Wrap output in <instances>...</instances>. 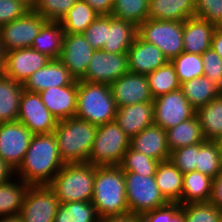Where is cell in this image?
Wrapping results in <instances>:
<instances>
[{
    "label": "cell",
    "mask_w": 222,
    "mask_h": 222,
    "mask_svg": "<svg viewBox=\"0 0 222 222\" xmlns=\"http://www.w3.org/2000/svg\"><path fill=\"white\" fill-rule=\"evenodd\" d=\"M63 165L54 132L32 135L15 177L19 175L20 179L30 186L49 185Z\"/></svg>",
    "instance_id": "obj_1"
},
{
    "label": "cell",
    "mask_w": 222,
    "mask_h": 222,
    "mask_svg": "<svg viewBox=\"0 0 222 222\" xmlns=\"http://www.w3.org/2000/svg\"><path fill=\"white\" fill-rule=\"evenodd\" d=\"M92 204L101 218L129 212L120 166H96Z\"/></svg>",
    "instance_id": "obj_2"
},
{
    "label": "cell",
    "mask_w": 222,
    "mask_h": 222,
    "mask_svg": "<svg viewBox=\"0 0 222 222\" xmlns=\"http://www.w3.org/2000/svg\"><path fill=\"white\" fill-rule=\"evenodd\" d=\"M96 131V125L77 117L58 121L54 135L64 164L89 161Z\"/></svg>",
    "instance_id": "obj_3"
},
{
    "label": "cell",
    "mask_w": 222,
    "mask_h": 222,
    "mask_svg": "<svg viewBox=\"0 0 222 222\" xmlns=\"http://www.w3.org/2000/svg\"><path fill=\"white\" fill-rule=\"evenodd\" d=\"M96 166L86 163L64 164L48 185L60 204L68 202H91Z\"/></svg>",
    "instance_id": "obj_4"
},
{
    "label": "cell",
    "mask_w": 222,
    "mask_h": 222,
    "mask_svg": "<svg viewBox=\"0 0 222 222\" xmlns=\"http://www.w3.org/2000/svg\"><path fill=\"white\" fill-rule=\"evenodd\" d=\"M116 112L110 85L78 80L75 117L100 126L114 121Z\"/></svg>",
    "instance_id": "obj_5"
},
{
    "label": "cell",
    "mask_w": 222,
    "mask_h": 222,
    "mask_svg": "<svg viewBox=\"0 0 222 222\" xmlns=\"http://www.w3.org/2000/svg\"><path fill=\"white\" fill-rule=\"evenodd\" d=\"M130 147V137L114 121L97 126L89 163L94 166H119Z\"/></svg>",
    "instance_id": "obj_6"
},
{
    "label": "cell",
    "mask_w": 222,
    "mask_h": 222,
    "mask_svg": "<svg viewBox=\"0 0 222 222\" xmlns=\"http://www.w3.org/2000/svg\"><path fill=\"white\" fill-rule=\"evenodd\" d=\"M137 34L156 45L171 61L183 52V22L148 18L138 26Z\"/></svg>",
    "instance_id": "obj_7"
},
{
    "label": "cell",
    "mask_w": 222,
    "mask_h": 222,
    "mask_svg": "<svg viewBox=\"0 0 222 222\" xmlns=\"http://www.w3.org/2000/svg\"><path fill=\"white\" fill-rule=\"evenodd\" d=\"M123 173L129 212L142 216L169 203L157 187L155 177H144L135 172Z\"/></svg>",
    "instance_id": "obj_8"
},
{
    "label": "cell",
    "mask_w": 222,
    "mask_h": 222,
    "mask_svg": "<svg viewBox=\"0 0 222 222\" xmlns=\"http://www.w3.org/2000/svg\"><path fill=\"white\" fill-rule=\"evenodd\" d=\"M45 18L32 8L22 17L0 26V41L4 52L31 47L39 34Z\"/></svg>",
    "instance_id": "obj_9"
},
{
    "label": "cell",
    "mask_w": 222,
    "mask_h": 222,
    "mask_svg": "<svg viewBox=\"0 0 222 222\" xmlns=\"http://www.w3.org/2000/svg\"><path fill=\"white\" fill-rule=\"evenodd\" d=\"M153 104L154 124L164 130L173 128L196 114L181 89L154 98Z\"/></svg>",
    "instance_id": "obj_10"
},
{
    "label": "cell",
    "mask_w": 222,
    "mask_h": 222,
    "mask_svg": "<svg viewBox=\"0 0 222 222\" xmlns=\"http://www.w3.org/2000/svg\"><path fill=\"white\" fill-rule=\"evenodd\" d=\"M59 206L55 192L48 185L30 186L20 216L23 222H54Z\"/></svg>",
    "instance_id": "obj_11"
},
{
    "label": "cell",
    "mask_w": 222,
    "mask_h": 222,
    "mask_svg": "<svg viewBox=\"0 0 222 222\" xmlns=\"http://www.w3.org/2000/svg\"><path fill=\"white\" fill-rule=\"evenodd\" d=\"M18 121L33 135L53 133L58 124L42 102L39 93L23 90L19 104Z\"/></svg>",
    "instance_id": "obj_12"
},
{
    "label": "cell",
    "mask_w": 222,
    "mask_h": 222,
    "mask_svg": "<svg viewBox=\"0 0 222 222\" xmlns=\"http://www.w3.org/2000/svg\"><path fill=\"white\" fill-rule=\"evenodd\" d=\"M128 72L127 53H108L103 50H95L86 74L80 80L111 85Z\"/></svg>",
    "instance_id": "obj_13"
},
{
    "label": "cell",
    "mask_w": 222,
    "mask_h": 222,
    "mask_svg": "<svg viewBox=\"0 0 222 222\" xmlns=\"http://www.w3.org/2000/svg\"><path fill=\"white\" fill-rule=\"evenodd\" d=\"M32 135L19 121L0 123V158L17 170L23 162Z\"/></svg>",
    "instance_id": "obj_14"
},
{
    "label": "cell",
    "mask_w": 222,
    "mask_h": 222,
    "mask_svg": "<svg viewBox=\"0 0 222 222\" xmlns=\"http://www.w3.org/2000/svg\"><path fill=\"white\" fill-rule=\"evenodd\" d=\"M51 58L31 47L5 52L3 74L20 84L37 70L43 68Z\"/></svg>",
    "instance_id": "obj_15"
},
{
    "label": "cell",
    "mask_w": 222,
    "mask_h": 222,
    "mask_svg": "<svg viewBox=\"0 0 222 222\" xmlns=\"http://www.w3.org/2000/svg\"><path fill=\"white\" fill-rule=\"evenodd\" d=\"M94 51L83 34L65 33L59 60L76 80H80L86 74Z\"/></svg>",
    "instance_id": "obj_16"
},
{
    "label": "cell",
    "mask_w": 222,
    "mask_h": 222,
    "mask_svg": "<svg viewBox=\"0 0 222 222\" xmlns=\"http://www.w3.org/2000/svg\"><path fill=\"white\" fill-rule=\"evenodd\" d=\"M110 87L116 107L153 102L154 100L147 76L144 74L129 71L114 81Z\"/></svg>",
    "instance_id": "obj_17"
},
{
    "label": "cell",
    "mask_w": 222,
    "mask_h": 222,
    "mask_svg": "<svg viewBox=\"0 0 222 222\" xmlns=\"http://www.w3.org/2000/svg\"><path fill=\"white\" fill-rule=\"evenodd\" d=\"M127 55L129 71L132 73L147 75L169 62L156 45L144 41L138 34Z\"/></svg>",
    "instance_id": "obj_18"
},
{
    "label": "cell",
    "mask_w": 222,
    "mask_h": 222,
    "mask_svg": "<svg viewBox=\"0 0 222 222\" xmlns=\"http://www.w3.org/2000/svg\"><path fill=\"white\" fill-rule=\"evenodd\" d=\"M39 94L46 108L58 121L75 117L78 80L64 87H49Z\"/></svg>",
    "instance_id": "obj_19"
},
{
    "label": "cell",
    "mask_w": 222,
    "mask_h": 222,
    "mask_svg": "<svg viewBox=\"0 0 222 222\" xmlns=\"http://www.w3.org/2000/svg\"><path fill=\"white\" fill-rule=\"evenodd\" d=\"M76 79L59 59H51L43 68L33 73L23 84L26 91L40 93L51 87L71 85Z\"/></svg>",
    "instance_id": "obj_20"
},
{
    "label": "cell",
    "mask_w": 222,
    "mask_h": 222,
    "mask_svg": "<svg viewBox=\"0 0 222 222\" xmlns=\"http://www.w3.org/2000/svg\"><path fill=\"white\" fill-rule=\"evenodd\" d=\"M115 122L131 138L154 124V104L143 102L117 107Z\"/></svg>",
    "instance_id": "obj_21"
},
{
    "label": "cell",
    "mask_w": 222,
    "mask_h": 222,
    "mask_svg": "<svg viewBox=\"0 0 222 222\" xmlns=\"http://www.w3.org/2000/svg\"><path fill=\"white\" fill-rule=\"evenodd\" d=\"M130 148L159 162L170 158L166 130L155 124L132 136L130 138Z\"/></svg>",
    "instance_id": "obj_22"
},
{
    "label": "cell",
    "mask_w": 222,
    "mask_h": 222,
    "mask_svg": "<svg viewBox=\"0 0 222 222\" xmlns=\"http://www.w3.org/2000/svg\"><path fill=\"white\" fill-rule=\"evenodd\" d=\"M217 26L198 17L183 22V51L202 55L211 48L212 36Z\"/></svg>",
    "instance_id": "obj_23"
},
{
    "label": "cell",
    "mask_w": 222,
    "mask_h": 222,
    "mask_svg": "<svg viewBox=\"0 0 222 222\" xmlns=\"http://www.w3.org/2000/svg\"><path fill=\"white\" fill-rule=\"evenodd\" d=\"M137 32L138 27L134 23L109 15V28L102 50L108 53H127Z\"/></svg>",
    "instance_id": "obj_24"
},
{
    "label": "cell",
    "mask_w": 222,
    "mask_h": 222,
    "mask_svg": "<svg viewBox=\"0 0 222 222\" xmlns=\"http://www.w3.org/2000/svg\"><path fill=\"white\" fill-rule=\"evenodd\" d=\"M195 17V0H149L148 18L182 21Z\"/></svg>",
    "instance_id": "obj_25"
},
{
    "label": "cell",
    "mask_w": 222,
    "mask_h": 222,
    "mask_svg": "<svg viewBox=\"0 0 222 222\" xmlns=\"http://www.w3.org/2000/svg\"><path fill=\"white\" fill-rule=\"evenodd\" d=\"M155 181L160 192L169 203L181 205L183 173L169 159L159 162Z\"/></svg>",
    "instance_id": "obj_26"
},
{
    "label": "cell",
    "mask_w": 222,
    "mask_h": 222,
    "mask_svg": "<svg viewBox=\"0 0 222 222\" xmlns=\"http://www.w3.org/2000/svg\"><path fill=\"white\" fill-rule=\"evenodd\" d=\"M23 84L0 74V123L18 121Z\"/></svg>",
    "instance_id": "obj_27"
},
{
    "label": "cell",
    "mask_w": 222,
    "mask_h": 222,
    "mask_svg": "<svg viewBox=\"0 0 222 222\" xmlns=\"http://www.w3.org/2000/svg\"><path fill=\"white\" fill-rule=\"evenodd\" d=\"M196 116L206 141L222 139V93L205 106L198 108Z\"/></svg>",
    "instance_id": "obj_28"
},
{
    "label": "cell",
    "mask_w": 222,
    "mask_h": 222,
    "mask_svg": "<svg viewBox=\"0 0 222 222\" xmlns=\"http://www.w3.org/2000/svg\"><path fill=\"white\" fill-rule=\"evenodd\" d=\"M64 30L60 22L47 21L34 38L31 48L51 59H59L62 51Z\"/></svg>",
    "instance_id": "obj_29"
},
{
    "label": "cell",
    "mask_w": 222,
    "mask_h": 222,
    "mask_svg": "<svg viewBox=\"0 0 222 222\" xmlns=\"http://www.w3.org/2000/svg\"><path fill=\"white\" fill-rule=\"evenodd\" d=\"M166 135L170 152L184 146H191L205 141L196 114L177 126L167 129Z\"/></svg>",
    "instance_id": "obj_30"
},
{
    "label": "cell",
    "mask_w": 222,
    "mask_h": 222,
    "mask_svg": "<svg viewBox=\"0 0 222 222\" xmlns=\"http://www.w3.org/2000/svg\"><path fill=\"white\" fill-rule=\"evenodd\" d=\"M181 90L195 110L205 106L222 93V89L206 76H200L182 83Z\"/></svg>",
    "instance_id": "obj_31"
},
{
    "label": "cell",
    "mask_w": 222,
    "mask_h": 222,
    "mask_svg": "<svg viewBox=\"0 0 222 222\" xmlns=\"http://www.w3.org/2000/svg\"><path fill=\"white\" fill-rule=\"evenodd\" d=\"M212 181L213 178L199 171L183 174L181 205L209 202L212 194Z\"/></svg>",
    "instance_id": "obj_32"
},
{
    "label": "cell",
    "mask_w": 222,
    "mask_h": 222,
    "mask_svg": "<svg viewBox=\"0 0 222 222\" xmlns=\"http://www.w3.org/2000/svg\"><path fill=\"white\" fill-rule=\"evenodd\" d=\"M0 184V217L20 214L25 194L30 187L20 178Z\"/></svg>",
    "instance_id": "obj_33"
},
{
    "label": "cell",
    "mask_w": 222,
    "mask_h": 222,
    "mask_svg": "<svg viewBox=\"0 0 222 222\" xmlns=\"http://www.w3.org/2000/svg\"><path fill=\"white\" fill-rule=\"evenodd\" d=\"M99 16L85 1L77 0L75 5L60 21L64 33L82 34Z\"/></svg>",
    "instance_id": "obj_34"
},
{
    "label": "cell",
    "mask_w": 222,
    "mask_h": 222,
    "mask_svg": "<svg viewBox=\"0 0 222 222\" xmlns=\"http://www.w3.org/2000/svg\"><path fill=\"white\" fill-rule=\"evenodd\" d=\"M146 76L153 98L181 89L178 76L170 61Z\"/></svg>",
    "instance_id": "obj_35"
},
{
    "label": "cell",
    "mask_w": 222,
    "mask_h": 222,
    "mask_svg": "<svg viewBox=\"0 0 222 222\" xmlns=\"http://www.w3.org/2000/svg\"><path fill=\"white\" fill-rule=\"evenodd\" d=\"M222 170V153L219 141L199 143L196 171L215 178Z\"/></svg>",
    "instance_id": "obj_36"
},
{
    "label": "cell",
    "mask_w": 222,
    "mask_h": 222,
    "mask_svg": "<svg viewBox=\"0 0 222 222\" xmlns=\"http://www.w3.org/2000/svg\"><path fill=\"white\" fill-rule=\"evenodd\" d=\"M54 222H100L92 202L60 204Z\"/></svg>",
    "instance_id": "obj_37"
},
{
    "label": "cell",
    "mask_w": 222,
    "mask_h": 222,
    "mask_svg": "<svg viewBox=\"0 0 222 222\" xmlns=\"http://www.w3.org/2000/svg\"><path fill=\"white\" fill-rule=\"evenodd\" d=\"M149 0H114L111 15L134 23L137 27L148 19Z\"/></svg>",
    "instance_id": "obj_38"
},
{
    "label": "cell",
    "mask_w": 222,
    "mask_h": 222,
    "mask_svg": "<svg viewBox=\"0 0 222 222\" xmlns=\"http://www.w3.org/2000/svg\"><path fill=\"white\" fill-rule=\"evenodd\" d=\"M158 164L159 161L129 147L119 166L123 172H135L144 177H155Z\"/></svg>",
    "instance_id": "obj_39"
},
{
    "label": "cell",
    "mask_w": 222,
    "mask_h": 222,
    "mask_svg": "<svg viewBox=\"0 0 222 222\" xmlns=\"http://www.w3.org/2000/svg\"><path fill=\"white\" fill-rule=\"evenodd\" d=\"M170 62L174 66L180 84L203 76V61L199 54L183 51Z\"/></svg>",
    "instance_id": "obj_40"
},
{
    "label": "cell",
    "mask_w": 222,
    "mask_h": 222,
    "mask_svg": "<svg viewBox=\"0 0 222 222\" xmlns=\"http://www.w3.org/2000/svg\"><path fill=\"white\" fill-rule=\"evenodd\" d=\"M184 222H220L222 209L210 202L180 205Z\"/></svg>",
    "instance_id": "obj_41"
},
{
    "label": "cell",
    "mask_w": 222,
    "mask_h": 222,
    "mask_svg": "<svg viewBox=\"0 0 222 222\" xmlns=\"http://www.w3.org/2000/svg\"><path fill=\"white\" fill-rule=\"evenodd\" d=\"M77 0H35L32 9L47 21L60 22Z\"/></svg>",
    "instance_id": "obj_42"
},
{
    "label": "cell",
    "mask_w": 222,
    "mask_h": 222,
    "mask_svg": "<svg viewBox=\"0 0 222 222\" xmlns=\"http://www.w3.org/2000/svg\"><path fill=\"white\" fill-rule=\"evenodd\" d=\"M199 143L170 152L169 160L183 173L196 171Z\"/></svg>",
    "instance_id": "obj_43"
},
{
    "label": "cell",
    "mask_w": 222,
    "mask_h": 222,
    "mask_svg": "<svg viewBox=\"0 0 222 222\" xmlns=\"http://www.w3.org/2000/svg\"><path fill=\"white\" fill-rule=\"evenodd\" d=\"M109 28V15H99L82 33L94 50H102Z\"/></svg>",
    "instance_id": "obj_44"
},
{
    "label": "cell",
    "mask_w": 222,
    "mask_h": 222,
    "mask_svg": "<svg viewBox=\"0 0 222 222\" xmlns=\"http://www.w3.org/2000/svg\"><path fill=\"white\" fill-rule=\"evenodd\" d=\"M195 17L219 27L222 23V0H195Z\"/></svg>",
    "instance_id": "obj_45"
},
{
    "label": "cell",
    "mask_w": 222,
    "mask_h": 222,
    "mask_svg": "<svg viewBox=\"0 0 222 222\" xmlns=\"http://www.w3.org/2000/svg\"><path fill=\"white\" fill-rule=\"evenodd\" d=\"M203 76L208 77L222 89V59L212 49L206 50L202 55Z\"/></svg>",
    "instance_id": "obj_46"
},
{
    "label": "cell",
    "mask_w": 222,
    "mask_h": 222,
    "mask_svg": "<svg viewBox=\"0 0 222 222\" xmlns=\"http://www.w3.org/2000/svg\"><path fill=\"white\" fill-rule=\"evenodd\" d=\"M30 9L22 0H0V26L22 17Z\"/></svg>",
    "instance_id": "obj_47"
},
{
    "label": "cell",
    "mask_w": 222,
    "mask_h": 222,
    "mask_svg": "<svg viewBox=\"0 0 222 222\" xmlns=\"http://www.w3.org/2000/svg\"><path fill=\"white\" fill-rule=\"evenodd\" d=\"M179 210V203H168L165 206L144 213L141 216V220L142 222H169Z\"/></svg>",
    "instance_id": "obj_48"
},
{
    "label": "cell",
    "mask_w": 222,
    "mask_h": 222,
    "mask_svg": "<svg viewBox=\"0 0 222 222\" xmlns=\"http://www.w3.org/2000/svg\"><path fill=\"white\" fill-rule=\"evenodd\" d=\"M209 202L222 209V170L212 181V194Z\"/></svg>",
    "instance_id": "obj_49"
},
{
    "label": "cell",
    "mask_w": 222,
    "mask_h": 222,
    "mask_svg": "<svg viewBox=\"0 0 222 222\" xmlns=\"http://www.w3.org/2000/svg\"><path fill=\"white\" fill-rule=\"evenodd\" d=\"M99 15H111L114 0H83Z\"/></svg>",
    "instance_id": "obj_50"
},
{
    "label": "cell",
    "mask_w": 222,
    "mask_h": 222,
    "mask_svg": "<svg viewBox=\"0 0 222 222\" xmlns=\"http://www.w3.org/2000/svg\"><path fill=\"white\" fill-rule=\"evenodd\" d=\"M100 222H142V220L140 215L127 212L123 214L103 217L100 219Z\"/></svg>",
    "instance_id": "obj_51"
},
{
    "label": "cell",
    "mask_w": 222,
    "mask_h": 222,
    "mask_svg": "<svg viewBox=\"0 0 222 222\" xmlns=\"http://www.w3.org/2000/svg\"><path fill=\"white\" fill-rule=\"evenodd\" d=\"M16 174V170L12 168L6 161L0 158V184L6 183ZM13 176V177H12Z\"/></svg>",
    "instance_id": "obj_52"
},
{
    "label": "cell",
    "mask_w": 222,
    "mask_h": 222,
    "mask_svg": "<svg viewBox=\"0 0 222 222\" xmlns=\"http://www.w3.org/2000/svg\"><path fill=\"white\" fill-rule=\"evenodd\" d=\"M211 48L222 59V29L220 27H217L213 33Z\"/></svg>",
    "instance_id": "obj_53"
},
{
    "label": "cell",
    "mask_w": 222,
    "mask_h": 222,
    "mask_svg": "<svg viewBox=\"0 0 222 222\" xmlns=\"http://www.w3.org/2000/svg\"><path fill=\"white\" fill-rule=\"evenodd\" d=\"M0 222H23L20 214L1 216Z\"/></svg>",
    "instance_id": "obj_54"
},
{
    "label": "cell",
    "mask_w": 222,
    "mask_h": 222,
    "mask_svg": "<svg viewBox=\"0 0 222 222\" xmlns=\"http://www.w3.org/2000/svg\"><path fill=\"white\" fill-rule=\"evenodd\" d=\"M4 65H5V52L2 43L0 41V74L3 72Z\"/></svg>",
    "instance_id": "obj_55"
},
{
    "label": "cell",
    "mask_w": 222,
    "mask_h": 222,
    "mask_svg": "<svg viewBox=\"0 0 222 222\" xmlns=\"http://www.w3.org/2000/svg\"><path fill=\"white\" fill-rule=\"evenodd\" d=\"M169 222H184L183 215H182V209L180 210L171 218Z\"/></svg>",
    "instance_id": "obj_56"
},
{
    "label": "cell",
    "mask_w": 222,
    "mask_h": 222,
    "mask_svg": "<svg viewBox=\"0 0 222 222\" xmlns=\"http://www.w3.org/2000/svg\"><path fill=\"white\" fill-rule=\"evenodd\" d=\"M22 1H24L30 8H32L35 2V0H22Z\"/></svg>",
    "instance_id": "obj_57"
},
{
    "label": "cell",
    "mask_w": 222,
    "mask_h": 222,
    "mask_svg": "<svg viewBox=\"0 0 222 222\" xmlns=\"http://www.w3.org/2000/svg\"><path fill=\"white\" fill-rule=\"evenodd\" d=\"M220 147H221V153H222V139L219 141Z\"/></svg>",
    "instance_id": "obj_58"
}]
</instances>
